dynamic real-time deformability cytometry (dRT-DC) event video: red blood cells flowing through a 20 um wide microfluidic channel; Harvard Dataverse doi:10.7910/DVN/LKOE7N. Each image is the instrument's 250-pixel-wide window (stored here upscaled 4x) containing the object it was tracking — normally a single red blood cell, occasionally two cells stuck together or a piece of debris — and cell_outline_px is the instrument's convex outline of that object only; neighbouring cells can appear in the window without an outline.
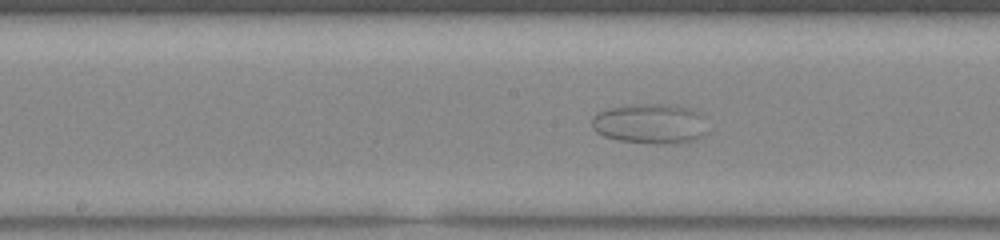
{"species": "common noctule bat (a hibernating species)", "species_latin": "Nyctalus noctula", "temperature_condition": "warm", "stored_images_in_passage": 42, "camera_frame_rate_fps": 3000, "um_per_image_px": 0.085, "animal": {"sex": "female", "body_mass_g": 23.0, "forearm_length_mm": 53.4}, "frame": {"image": 1, "passage_image": 14, "time_ms": 4.333, "image_size_px": [1000, 240], "cell_outline_px": [[708, 132], [696, 140], [684, 144], [660, 144], [616, 140], [604, 136], [596, 132], [592, 128], [592, 116], [608, 108], [644, 104], [672, 104], [692, 108], [700, 112]], "centroid_in_image_um": [55.32, 10.53], "position_along_channel_um": 192.9, "area_um2": 27.4}}
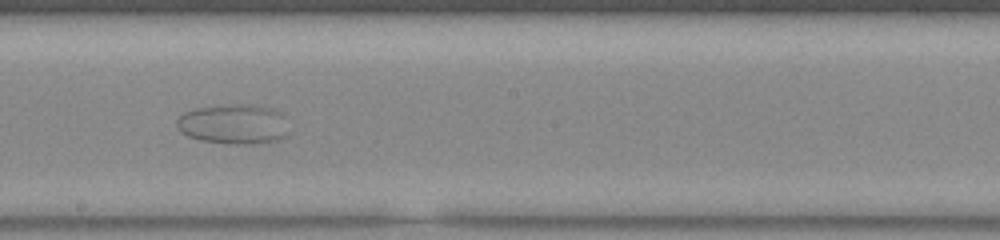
{"frame": {"image": 2, "passage_image": 17, "time_ms": 5.333, "image_size_px": [1000, 240], "cell_outline_px": [[292, 132], [288, 136], [280, 140], [256, 144], [232, 144], [200, 140], [188, 136], [180, 132], [176, 128], [176, 120], [184, 112], [196, 108], [232, 104], [256, 104], [272, 108], [280, 112]], "centroid_in_image_um": [19.91, 10.56], "position_along_channel_um": 228.3, "area_um2": 26.7}}